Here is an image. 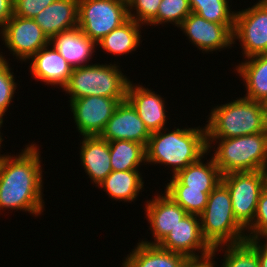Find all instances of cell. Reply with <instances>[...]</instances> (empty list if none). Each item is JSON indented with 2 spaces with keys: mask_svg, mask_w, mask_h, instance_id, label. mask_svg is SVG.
<instances>
[{
  "mask_svg": "<svg viewBox=\"0 0 267 267\" xmlns=\"http://www.w3.org/2000/svg\"><path fill=\"white\" fill-rule=\"evenodd\" d=\"M112 171L139 170L146 162V146L129 140L109 141Z\"/></svg>",
  "mask_w": 267,
  "mask_h": 267,
  "instance_id": "26",
  "label": "cell"
},
{
  "mask_svg": "<svg viewBox=\"0 0 267 267\" xmlns=\"http://www.w3.org/2000/svg\"><path fill=\"white\" fill-rule=\"evenodd\" d=\"M126 98L87 96L70 101L75 125L82 138L100 136L118 104Z\"/></svg>",
  "mask_w": 267,
  "mask_h": 267,
  "instance_id": "11",
  "label": "cell"
},
{
  "mask_svg": "<svg viewBox=\"0 0 267 267\" xmlns=\"http://www.w3.org/2000/svg\"><path fill=\"white\" fill-rule=\"evenodd\" d=\"M247 239H267V187L259 197L253 223L246 229Z\"/></svg>",
  "mask_w": 267,
  "mask_h": 267,
  "instance_id": "33",
  "label": "cell"
},
{
  "mask_svg": "<svg viewBox=\"0 0 267 267\" xmlns=\"http://www.w3.org/2000/svg\"><path fill=\"white\" fill-rule=\"evenodd\" d=\"M206 122L207 138H233L267 131L263 102L244 97L213 107Z\"/></svg>",
  "mask_w": 267,
  "mask_h": 267,
  "instance_id": "3",
  "label": "cell"
},
{
  "mask_svg": "<svg viewBox=\"0 0 267 267\" xmlns=\"http://www.w3.org/2000/svg\"><path fill=\"white\" fill-rule=\"evenodd\" d=\"M0 36L6 48L16 55V59L25 63L41 48L50 44V39L33 19L15 15L0 29Z\"/></svg>",
  "mask_w": 267,
  "mask_h": 267,
  "instance_id": "10",
  "label": "cell"
},
{
  "mask_svg": "<svg viewBox=\"0 0 267 267\" xmlns=\"http://www.w3.org/2000/svg\"><path fill=\"white\" fill-rule=\"evenodd\" d=\"M14 0H0V27L1 29L13 16Z\"/></svg>",
  "mask_w": 267,
  "mask_h": 267,
  "instance_id": "37",
  "label": "cell"
},
{
  "mask_svg": "<svg viewBox=\"0 0 267 267\" xmlns=\"http://www.w3.org/2000/svg\"><path fill=\"white\" fill-rule=\"evenodd\" d=\"M218 249H220L219 251L226 249L221 267H260L256 250L247 240L237 244L214 247L212 250V259L215 258V252Z\"/></svg>",
  "mask_w": 267,
  "mask_h": 267,
  "instance_id": "28",
  "label": "cell"
},
{
  "mask_svg": "<svg viewBox=\"0 0 267 267\" xmlns=\"http://www.w3.org/2000/svg\"><path fill=\"white\" fill-rule=\"evenodd\" d=\"M146 217L154 237V242L142 240L141 242L150 245H159L172 229L181 221L188 213L177 204L166 193L157 194L151 200L146 201Z\"/></svg>",
  "mask_w": 267,
  "mask_h": 267,
  "instance_id": "15",
  "label": "cell"
},
{
  "mask_svg": "<svg viewBox=\"0 0 267 267\" xmlns=\"http://www.w3.org/2000/svg\"><path fill=\"white\" fill-rule=\"evenodd\" d=\"M258 1H262V2H265V3H267V0H258Z\"/></svg>",
  "mask_w": 267,
  "mask_h": 267,
  "instance_id": "42",
  "label": "cell"
},
{
  "mask_svg": "<svg viewBox=\"0 0 267 267\" xmlns=\"http://www.w3.org/2000/svg\"><path fill=\"white\" fill-rule=\"evenodd\" d=\"M215 263H217V262H215L214 260H212V264L209 267H215Z\"/></svg>",
  "mask_w": 267,
  "mask_h": 267,
  "instance_id": "40",
  "label": "cell"
},
{
  "mask_svg": "<svg viewBox=\"0 0 267 267\" xmlns=\"http://www.w3.org/2000/svg\"><path fill=\"white\" fill-rule=\"evenodd\" d=\"M128 18L127 0H78V27L96 44Z\"/></svg>",
  "mask_w": 267,
  "mask_h": 267,
  "instance_id": "7",
  "label": "cell"
},
{
  "mask_svg": "<svg viewBox=\"0 0 267 267\" xmlns=\"http://www.w3.org/2000/svg\"><path fill=\"white\" fill-rule=\"evenodd\" d=\"M37 144L26 145L17 156L0 154V210L43 212V171ZM38 148V149H37Z\"/></svg>",
  "mask_w": 267,
  "mask_h": 267,
  "instance_id": "1",
  "label": "cell"
},
{
  "mask_svg": "<svg viewBox=\"0 0 267 267\" xmlns=\"http://www.w3.org/2000/svg\"><path fill=\"white\" fill-rule=\"evenodd\" d=\"M256 250L259 266L267 267V239L266 242L262 245L260 239H246Z\"/></svg>",
  "mask_w": 267,
  "mask_h": 267,
  "instance_id": "35",
  "label": "cell"
},
{
  "mask_svg": "<svg viewBox=\"0 0 267 267\" xmlns=\"http://www.w3.org/2000/svg\"><path fill=\"white\" fill-rule=\"evenodd\" d=\"M141 24L128 18L119 27L113 29L109 34L103 37L97 46H100L105 52L112 53L115 56L129 54L136 51L141 41Z\"/></svg>",
  "mask_w": 267,
  "mask_h": 267,
  "instance_id": "25",
  "label": "cell"
},
{
  "mask_svg": "<svg viewBox=\"0 0 267 267\" xmlns=\"http://www.w3.org/2000/svg\"><path fill=\"white\" fill-rule=\"evenodd\" d=\"M33 20L49 39L74 29L78 27V0H55Z\"/></svg>",
  "mask_w": 267,
  "mask_h": 267,
  "instance_id": "19",
  "label": "cell"
},
{
  "mask_svg": "<svg viewBox=\"0 0 267 267\" xmlns=\"http://www.w3.org/2000/svg\"><path fill=\"white\" fill-rule=\"evenodd\" d=\"M167 183L165 193L179 204L188 214L200 215L208 202L209 194L202 190L187 189L175 176Z\"/></svg>",
  "mask_w": 267,
  "mask_h": 267,
  "instance_id": "27",
  "label": "cell"
},
{
  "mask_svg": "<svg viewBox=\"0 0 267 267\" xmlns=\"http://www.w3.org/2000/svg\"><path fill=\"white\" fill-rule=\"evenodd\" d=\"M203 238L214 248L246 241V230L237 222L227 186L221 181L209 194L199 215Z\"/></svg>",
  "mask_w": 267,
  "mask_h": 267,
  "instance_id": "5",
  "label": "cell"
},
{
  "mask_svg": "<svg viewBox=\"0 0 267 267\" xmlns=\"http://www.w3.org/2000/svg\"><path fill=\"white\" fill-rule=\"evenodd\" d=\"M162 0H127L128 17L139 24H148L157 16ZM133 9L135 11L133 12Z\"/></svg>",
  "mask_w": 267,
  "mask_h": 267,
  "instance_id": "32",
  "label": "cell"
},
{
  "mask_svg": "<svg viewBox=\"0 0 267 267\" xmlns=\"http://www.w3.org/2000/svg\"><path fill=\"white\" fill-rule=\"evenodd\" d=\"M191 12L189 0H162L157 16L148 25L170 22L179 27Z\"/></svg>",
  "mask_w": 267,
  "mask_h": 267,
  "instance_id": "30",
  "label": "cell"
},
{
  "mask_svg": "<svg viewBox=\"0 0 267 267\" xmlns=\"http://www.w3.org/2000/svg\"><path fill=\"white\" fill-rule=\"evenodd\" d=\"M229 0H189L193 13L205 20L220 24H234L235 12L230 10Z\"/></svg>",
  "mask_w": 267,
  "mask_h": 267,
  "instance_id": "29",
  "label": "cell"
},
{
  "mask_svg": "<svg viewBox=\"0 0 267 267\" xmlns=\"http://www.w3.org/2000/svg\"><path fill=\"white\" fill-rule=\"evenodd\" d=\"M0 53V117L3 119L16 91L14 75L5 56Z\"/></svg>",
  "mask_w": 267,
  "mask_h": 267,
  "instance_id": "31",
  "label": "cell"
},
{
  "mask_svg": "<svg viewBox=\"0 0 267 267\" xmlns=\"http://www.w3.org/2000/svg\"><path fill=\"white\" fill-rule=\"evenodd\" d=\"M151 133L126 99L116 107L100 137L106 141L129 140L147 146Z\"/></svg>",
  "mask_w": 267,
  "mask_h": 267,
  "instance_id": "14",
  "label": "cell"
},
{
  "mask_svg": "<svg viewBox=\"0 0 267 267\" xmlns=\"http://www.w3.org/2000/svg\"><path fill=\"white\" fill-rule=\"evenodd\" d=\"M140 170L112 171L97 187L104 188L111 199L133 202L143 189Z\"/></svg>",
  "mask_w": 267,
  "mask_h": 267,
  "instance_id": "24",
  "label": "cell"
},
{
  "mask_svg": "<svg viewBox=\"0 0 267 267\" xmlns=\"http://www.w3.org/2000/svg\"><path fill=\"white\" fill-rule=\"evenodd\" d=\"M201 157L197 162L192 163L180 170L175 177L187 189L202 190L204 193H211L222 181L221 171L215 164L213 157L207 163H203Z\"/></svg>",
  "mask_w": 267,
  "mask_h": 267,
  "instance_id": "23",
  "label": "cell"
},
{
  "mask_svg": "<svg viewBox=\"0 0 267 267\" xmlns=\"http://www.w3.org/2000/svg\"><path fill=\"white\" fill-rule=\"evenodd\" d=\"M213 142L218 146L212 157L222 175L267 169V131L233 138H207L208 151Z\"/></svg>",
  "mask_w": 267,
  "mask_h": 267,
  "instance_id": "4",
  "label": "cell"
},
{
  "mask_svg": "<svg viewBox=\"0 0 267 267\" xmlns=\"http://www.w3.org/2000/svg\"><path fill=\"white\" fill-rule=\"evenodd\" d=\"M80 144L81 164L98 186L112 172L109 142L100 136H84Z\"/></svg>",
  "mask_w": 267,
  "mask_h": 267,
  "instance_id": "18",
  "label": "cell"
},
{
  "mask_svg": "<svg viewBox=\"0 0 267 267\" xmlns=\"http://www.w3.org/2000/svg\"><path fill=\"white\" fill-rule=\"evenodd\" d=\"M132 249L121 267H179L187 258L185 255L143 242Z\"/></svg>",
  "mask_w": 267,
  "mask_h": 267,
  "instance_id": "21",
  "label": "cell"
},
{
  "mask_svg": "<svg viewBox=\"0 0 267 267\" xmlns=\"http://www.w3.org/2000/svg\"><path fill=\"white\" fill-rule=\"evenodd\" d=\"M162 130L151 133L146 146V164L169 165L175 176L180 170L208 155L206 126L188 129L174 127L172 132L168 128Z\"/></svg>",
  "mask_w": 267,
  "mask_h": 267,
  "instance_id": "2",
  "label": "cell"
},
{
  "mask_svg": "<svg viewBox=\"0 0 267 267\" xmlns=\"http://www.w3.org/2000/svg\"><path fill=\"white\" fill-rule=\"evenodd\" d=\"M266 187H267V169L265 170Z\"/></svg>",
  "mask_w": 267,
  "mask_h": 267,
  "instance_id": "41",
  "label": "cell"
},
{
  "mask_svg": "<svg viewBox=\"0 0 267 267\" xmlns=\"http://www.w3.org/2000/svg\"><path fill=\"white\" fill-rule=\"evenodd\" d=\"M245 59L235 68L245 82L247 93L244 98L263 102L267 98V54Z\"/></svg>",
  "mask_w": 267,
  "mask_h": 267,
  "instance_id": "22",
  "label": "cell"
},
{
  "mask_svg": "<svg viewBox=\"0 0 267 267\" xmlns=\"http://www.w3.org/2000/svg\"><path fill=\"white\" fill-rule=\"evenodd\" d=\"M119 68L117 64L106 63L73 68L62 89L69 94V101L87 96L126 98L130 79Z\"/></svg>",
  "mask_w": 267,
  "mask_h": 267,
  "instance_id": "6",
  "label": "cell"
},
{
  "mask_svg": "<svg viewBox=\"0 0 267 267\" xmlns=\"http://www.w3.org/2000/svg\"><path fill=\"white\" fill-rule=\"evenodd\" d=\"M163 249L177 252L186 257L212 255L213 248L203 238L200 217L187 214L159 244ZM201 252L197 254V252Z\"/></svg>",
  "mask_w": 267,
  "mask_h": 267,
  "instance_id": "13",
  "label": "cell"
},
{
  "mask_svg": "<svg viewBox=\"0 0 267 267\" xmlns=\"http://www.w3.org/2000/svg\"><path fill=\"white\" fill-rule=\"evenodd\" d=\"M50 44L73 68L89 65L88 61L97 48V44L79 27L54 35Z\"/></svg>",
  "mask_w": 267,
  "mask_h": 267,
  "instance_id": "20",
  "label": "cell"
},
{
  "mask_svg": "<svg viewBox=\"0 0 267 267\" xmlns=\"http://www.w3.org/2000/svg\"><path fill=\"white\" fill-rule=\"evenodd\" d=\"M263 105H264L265 116H266V119H267V98L263 101Z\"/></svg>",
  "mask_w": 267,
  "mask_h": 267,
  "instance_id": "38",
  "label": "cell"
},
{
  "mask_svg": "<svg viewBox=\"0 0 267 267\" xmlns=\"http://www.w3.org/2000/svg\"><path fill=\"white\" fill-rule=\"evenodd\" d=\"M126 99L135 108L150 133L165 129L167 115L164 98L142 85L132 84L127 88Z\"/></svg>",
  "mask_w": 267,
  "mask_h": 267,
  "instance_id": "16",
  "label": "cell"
},
{
  "mask_svg": "<svg viewBox=\"0 0 267 267\" xmlns=\"http://www.w3.org/2000/svg\"><path fill=\"white\" fill-rule=\"evenodd\" d=\"M179 28L199 50L204 52L223 50L233 43L234 24L209 22L196 13L191 12ZM223 48V49H222Z\"/></svg>",
  "mask_w": 267,
  "mask_h": 267,
  "instance_id": "12",
  "label": "cell"
},
{
  "mask_svg": "<svg viewBox=\"0 0 267 267\" xmlns=\"http://www.w3.org/2000/svg\"><path fill=\"white\" fill-rule=\"evenodd\" d=\"M3 119L0 117V128L2 127V124H3ZM2 135H1V132H0V147H1V143H2ZM1 149V148H0Z\"/></svg>",
  "mask_w": 267,
  "mask_h": 267,
  "instance_id": "39",
  "label": "cell"
},
{
  "mask_svg": "<svg viewBox=\"0 0 267 267\" xmlns=\"http://www.w3.org/2000/svg\"><path fill=\"white\" fill-rule=\"evenodd\" d=\"M212 260V255L187 257L179 267H209L212 264Z\"/></svg>",
  "mask_w": 267,
  "mask_h": 267,
  "instance_id": "36",
  "label": "cell"
},
{
  "mask_svg": "<svg viewBox=\"0 0 267 267\" xmlns=\"http://www.w3.org/2000/svg\"><path fill=\"white\" fill-rule=\"evenodd\" d=\"M237 39L244 58L267 54V3L259 1L235 12L233 43Z\"/></svg>",
  "mask_w": 267,
  "mask_h": 267,
  "instance_id": "9",
  "label": "cell"
},
{
  "mask_svg": "<svg viewBox=\"0 0 267 267\" xmlns=\"http://www.w3.org/2000/svg\"><path fill=\"white\" fill-rule=\"evenodd\" d=\"M227 186L237 222L246 230L255 217L257 203L266 187L265 170L233 172L222 175Z\"/></svg>",
  "mask_w": 267,
  "mask_h": 267,
  "instance_id": "8",
  "label": "cell"
},
{
  "mask_svg": "<svg viewBox=\"0 0 267 267\" xmlns=\"http://www.w3.org/2000/svg\"><path fill=\"white\" fill-rule=\"evenodd\" d=\"M54 1L55 0H14L13 15L33 19Z\"/></svg>",
  "mask_w": 267,
  "mask_h": 267,
  "instance_id": "34",
  "label": "cell"
},
{
  "mask_svg": "<svg viewBox=\"0 0 267 267\" xmlns=\"http://www.w3.org/2000/svg\"><path fill=\"white\" fill-rule=\"evenodd\" d=\"M49 46L51 48H49ZM30 63V72L35 79L47 85H57L63 88L71 76L73 67L62 57L52 44L41 48L33 55Z\"/></svg>",
  "mask_w": 267,
  "mask_h": 267,
  "instance_id": "17",
  "label": "cell"
}]
</instances>
